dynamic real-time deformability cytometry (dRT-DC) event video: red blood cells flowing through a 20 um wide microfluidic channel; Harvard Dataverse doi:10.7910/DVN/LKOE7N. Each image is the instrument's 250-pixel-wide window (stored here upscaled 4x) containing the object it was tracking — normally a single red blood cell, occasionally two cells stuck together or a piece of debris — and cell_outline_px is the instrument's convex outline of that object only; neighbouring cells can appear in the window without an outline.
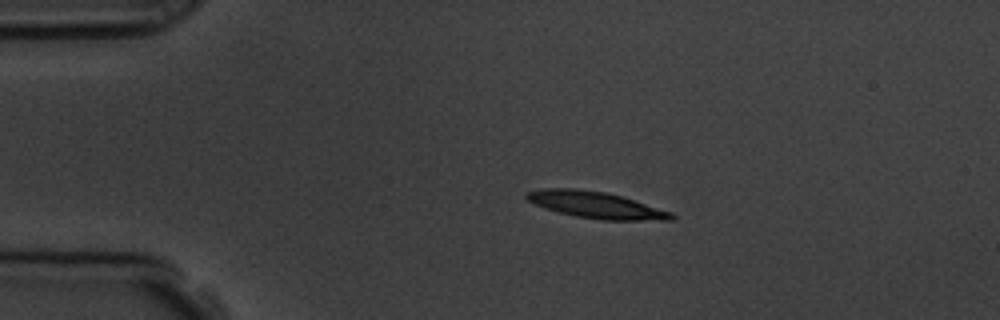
{"species": "common noctule bat (a hibernating species)", "species_latin": "Nyctalus noctula", "temperature_condition": "room temperature", "stored_images_in_passage": 44, "camera_frame_rate_fps": 3000, "um_per_image_px": 0.085, "animal": {"sex": "male", "body_mass_g": 19.5, "forearm_length_mm": 54.6}, "frame": {"image": 1, "passage_image": 1, "time_ms": 0.0, "image_size_px": [1000, 320], "cell_outline_px": [[676, 216], [672, 220], [604, 220], [576, 216], [544, 208], [528, 200], [524, 196], [528, 192], [544, 188], [576, 188], [604, 192], [620, 196], [672, 212]], "centroid_in_image_um": [50.66, 17.42], "position_along_channel_um": 34.3, "area_um2": 22.08}}
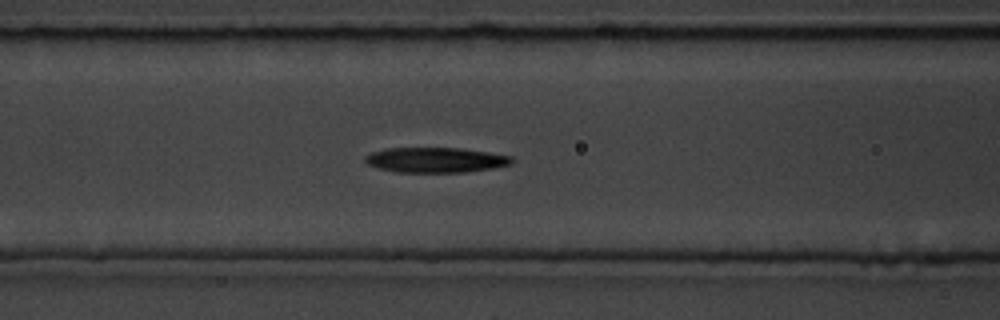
{"frame": {"image": 2, "passage_image": 12, "time_ms": 3.667, "image_size_px": [1000, 320], "cell_outline_px": [[512, 164], [492, 168], [464, 172], [396, 172], [380, 168], [368, 164], [364, 160], [364, 156], [372, 152], [388, 148], [460, 148], [488, 152], [512, 156]], "centroid_in_image_um": [37.02, 13.59], "position_along_channel_um": 129.6, "area_um2": 21.33}}
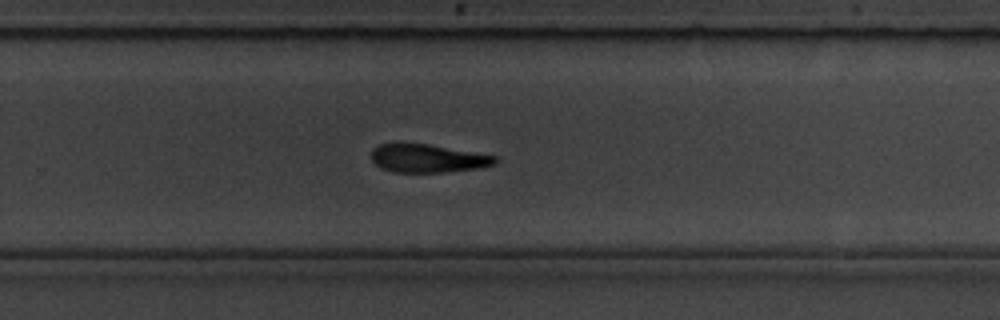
{"frame": {"image": 3, "passage_image": 25, "time_ms": 8.0, "image_size_px": [1000, 320], "cell_outline_px": [[500, 160], [496, 164], [480, 168], [444, 172], [392, 172], [380, 168], [372, 160], [372, 148], [380, 144], [428, 144], [496, 156]], "centroid_in_image_um": [36.38, 13.47], "position_along_channel_um": 293.4, "area_um2": 20.29}, "authors_computed_cell_mechanics": {"area_um2": 21.2415, "velocity_mm_per_s": 3.7984, "shape_relaxation_time_tau1_ms": 7.2797, "shape_relaxation_time_tau2_ms": 8.3265, "deformation_change_tau1": 0.2019, "deformation_change_tau2": 0.2408}}